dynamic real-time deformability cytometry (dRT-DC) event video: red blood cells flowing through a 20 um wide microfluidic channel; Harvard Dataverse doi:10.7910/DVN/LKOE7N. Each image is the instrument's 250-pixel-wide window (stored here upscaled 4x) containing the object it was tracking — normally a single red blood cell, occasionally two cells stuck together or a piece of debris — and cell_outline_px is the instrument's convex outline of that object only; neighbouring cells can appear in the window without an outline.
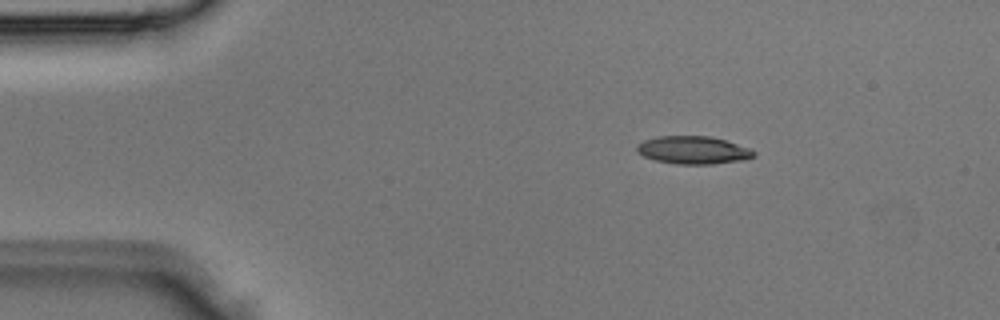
{"species": "Egyptian fruit bat (a non-hibernating species)", "species_latin": "Rousettus aegyptiacus", "temperature_condition": "room temperature", "stored_images_in_passage": 4, "segment_of_instrument_passage": [2, 2], "camera_frame_rate_fps": 3000, "um_per_image_px": 0.085, "animal": {"sex": "male"}, "frame": {"image": 1, "passage_image": 4, "time_ms": 1.0, "image_size_px": [1000, 320], "cell_outline_px": [[756, 156], [744, 160], [712, 164], [676, 164], [656, 160], [644, 156], [636, 152], [636, 144], [644, 140], [656, 136], [712, 136], [752, 148], [756, 152]], "centroid_in_image_um": [58.94, 12.75], "position_along_channel_um": 26.1, "area_um2": 19.25}}